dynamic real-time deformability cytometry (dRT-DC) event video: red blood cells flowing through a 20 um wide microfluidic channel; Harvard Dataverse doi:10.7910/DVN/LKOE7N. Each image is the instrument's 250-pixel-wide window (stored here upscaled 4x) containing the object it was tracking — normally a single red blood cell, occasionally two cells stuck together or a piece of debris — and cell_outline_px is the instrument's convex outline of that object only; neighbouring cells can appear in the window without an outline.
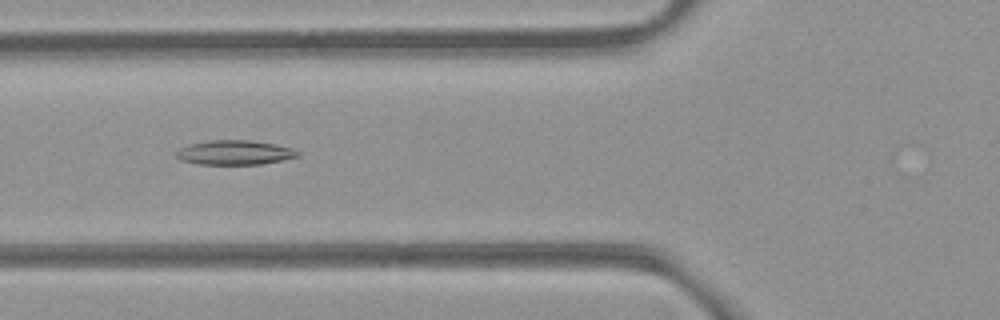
{"species": "common noctule bat (a hibernating species)", "species_latin": "Nyctalus noctula", "temperature_condition": "room temperature", "stored_images_in_passage": 40, "camera_frame_rate_fps": 3000, "um_per_image_px": 0.085, "animal": {"sex": "female", "body_mass_g": 21.9}, "frame": {"image": 1, "passage_image": 7, "time_ms": 2.0, "image_size_px": [1000, 320], "cell_outline_px": [[300, 156], [284, 160], [260, 164], [196, 164], [180, 160], [176, 156], [176, 152], [180, 148], [188, 144], [208, 140], [252, 140], [276, 144], [292, 148], [300, 152]], "centroid_in_image_um": [19.96, 12.96], "position_along_channel_um": 105.8, "area_um2": 17.51}}
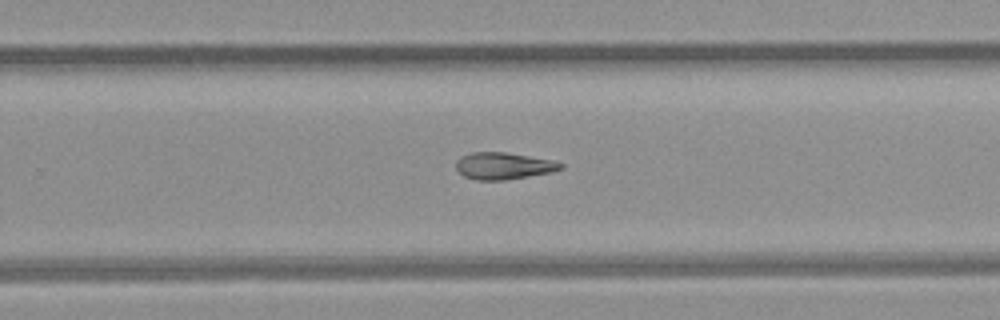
{"frame": {"image": 2, "passage_image": 21, "time_ms": 6.667, "image_size_px": [1000, 320], "cell_outline_px": [[564, 168], [552, 172], [504, 180], [476, 180], [464, 176], [456, 168], [456, 160], [460, 156], [472, 152], [508, 152], [552, 160], [564, 164]], "centroid_in_image_um": [42.8, 14.09], "position_along_channel_um": 287.0, "area_um2": 16.47}}
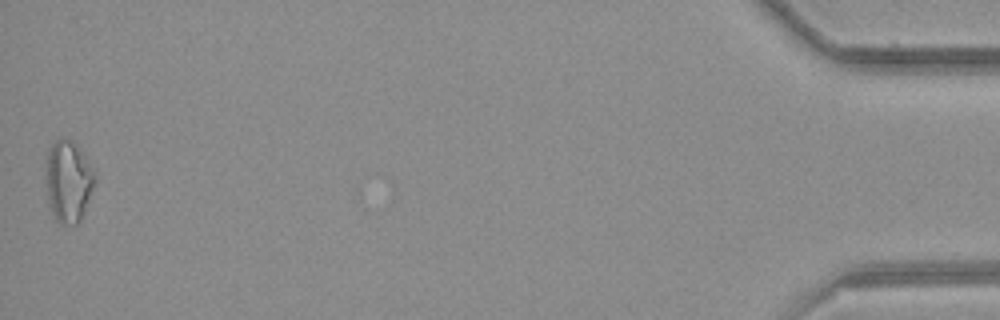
{"frame": {"image": 3, "passage_image": 40, "time_ms": 13.0, "image_size_px": [1000, 320], "cell_outline_px": [[96, 180], [80, 220], [76, 224], [60, 224], [56, 220], [52, 212], [48, 200], [48, 152], [52, 144], [56, 140], [72, 140], [96, 172]], "centroid_in_image_um": [5.85, 15.44], "position_along_channel_um": 429.4, "area_um2": 22.43}}